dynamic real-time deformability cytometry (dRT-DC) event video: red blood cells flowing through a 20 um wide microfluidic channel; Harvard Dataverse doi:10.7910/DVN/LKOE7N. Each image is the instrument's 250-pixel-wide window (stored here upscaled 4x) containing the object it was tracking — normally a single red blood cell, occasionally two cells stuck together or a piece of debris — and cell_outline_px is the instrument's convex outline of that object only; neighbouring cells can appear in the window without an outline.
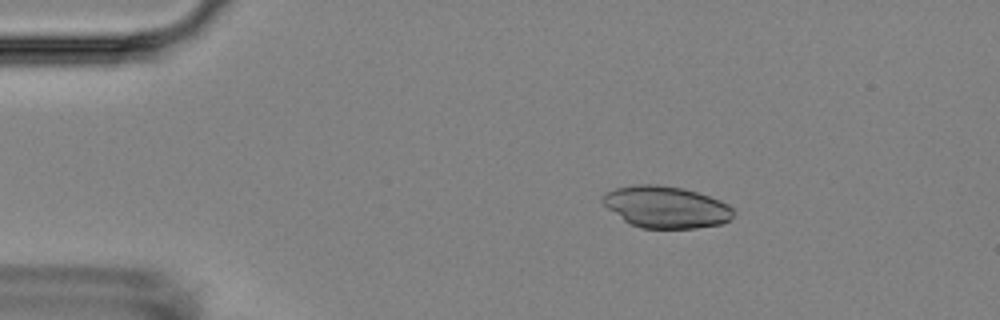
{"species": "Egyptian fruit bat (a non-hibernating species)", "species_latin": "Rousettus aegyptiacus", "temperature_condition": "room temperature", "stored_images_in_passage": 5, "camera_frame_rate_fps": 3000, "um_per_image_px": 0.085, "animal": {"sex": "female"}, "frame": {"image": 1, "passage_image": 3, "time_ms": 2.0, "image_size_px": [1000, 320], "cell_outline_px": [[732, 216], [728, 220], [720, 224], [696, 228], [640, 228], [624, 220], [608, 208], [600, 200], [600, 196], [604, 192], [616, 188], [636, 184], [660, 184], [684, 188], [720, 200], [728, 204], [732, 208]], "centroid_in_image_um": [56.57, 17.58], "position_along_channel_um": 28.4, "area_um2": 31.79}}
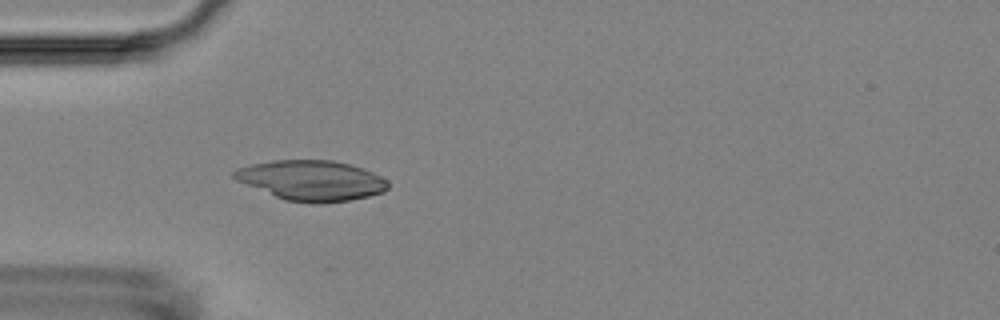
{"frame": {"image": 2, "passage_image": 5, "time_ms": 4.333, "image_size_px": [1000, 320], "cell_outline_px": [[388, 188], [384, 192], [368, 196], [348, 200], [320, 204], [312, 204], [284, 200], [236, 180], [232, 176], [232, 172], [236, 168], [252, 164], [272, 160], [332, 160], [352, 164], [364, 168], [388, 180]], "centroid_in_image_um": [26.48, 15.34], "position_along_channel_um": 58.5, "area_um2": 36.24}}